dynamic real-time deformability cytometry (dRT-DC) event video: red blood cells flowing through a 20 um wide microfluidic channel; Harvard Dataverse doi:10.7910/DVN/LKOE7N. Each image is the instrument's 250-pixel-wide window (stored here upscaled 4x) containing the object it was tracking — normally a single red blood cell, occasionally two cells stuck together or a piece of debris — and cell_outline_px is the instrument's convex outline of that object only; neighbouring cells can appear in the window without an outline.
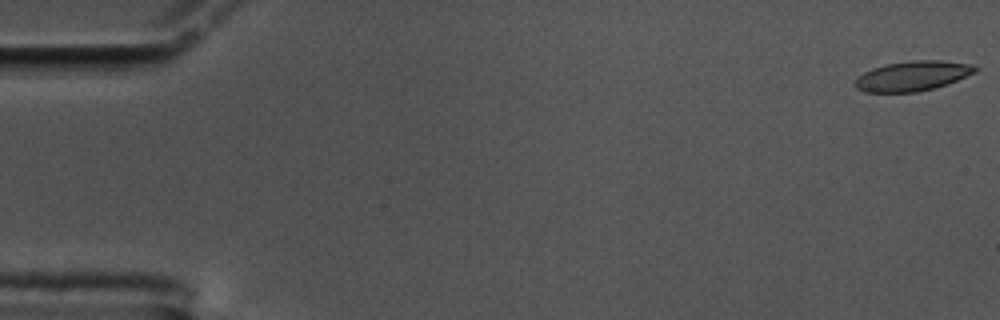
{"species": "common noctule bat (a hibernating species)", "species_latin": "Nyctalus noctula", "temperature_condition": "cold", "stored_images_in_passage": 60, "camera_frame_rate_fps": 3000, "um_per_image_px": 0.085, "animal": {"sex": "male", "body_mass_g": 17.5, "forearm_length_mm": 52.3}, "frame": {"image": 1, "passage_image": 1, "time_ms": 0.0, "image_size_px": [1000, 320], "cell_outline_px": [[980, 68], [976, 72], [948, 84], [916, 92], [864, 92], [856, 88], [852, 84], [856, 76], [872, 68], [884, 64], [912, 60], [940, 60], [972, 64]], "centroid_in_image_um": [77.54, 6.45], "position_along_channel_um": 7.5, "area_um2": 21.21}}
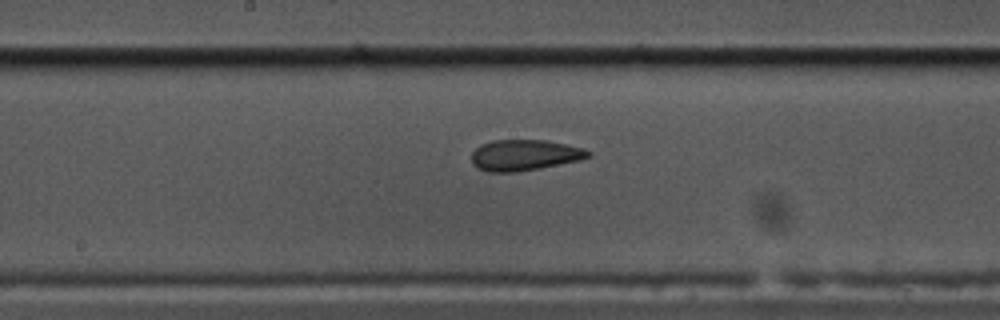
{"frame": {"image": 2, "passage_image": 31, "time_ms": 10.0, "image_size_px": [1000, 320], "cell_outline_px": [[592, 156], [580, 160], [540, 168], [516, 172], [488, 172], [476, 168], [472, 164], [472, 152], [480, 144], [492, 140], [548, 140], [568, 144], [584, 148], [592, 152]], "centroid_in_image_um": [44.59, 13.18], "position_along_channel_um": 203.6, "area_um2": 21.33}}
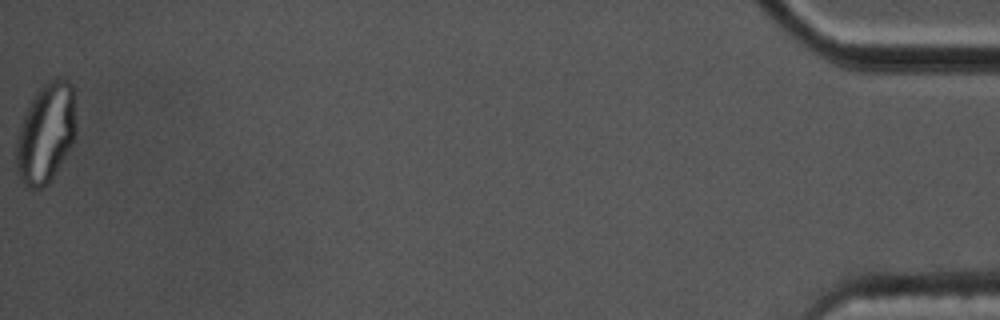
{"frame": {"image": 3, "passage_image": 60, "time_ms": 19.667, "image_size_px": [1000, 320], "cell_outline_px": [[76, 136], [68, 152], [52, 176], [40, 188], [24, 188], [16, 172], [16, 140], [24, 112], [36, 92], [48, 80], [56, 76], [60, 76], [68, 80], [72, 84], [76, 120]], "centroid_in_image_um": [3.89, 11.28], "position_along_channel_um": 431.3, "area_um2": 35.08}, "authors_computed_cell_mechanics": {"area_um2": 21.2415, "velocity_mm_per_s": 3.3741, "shape_relaxation_time_tau1_ms": null, "shape_relaxation_time_tau2_ms": 1.7857, "deformation_change_tau1": null, "deformation_change_tau2": 0.076}}